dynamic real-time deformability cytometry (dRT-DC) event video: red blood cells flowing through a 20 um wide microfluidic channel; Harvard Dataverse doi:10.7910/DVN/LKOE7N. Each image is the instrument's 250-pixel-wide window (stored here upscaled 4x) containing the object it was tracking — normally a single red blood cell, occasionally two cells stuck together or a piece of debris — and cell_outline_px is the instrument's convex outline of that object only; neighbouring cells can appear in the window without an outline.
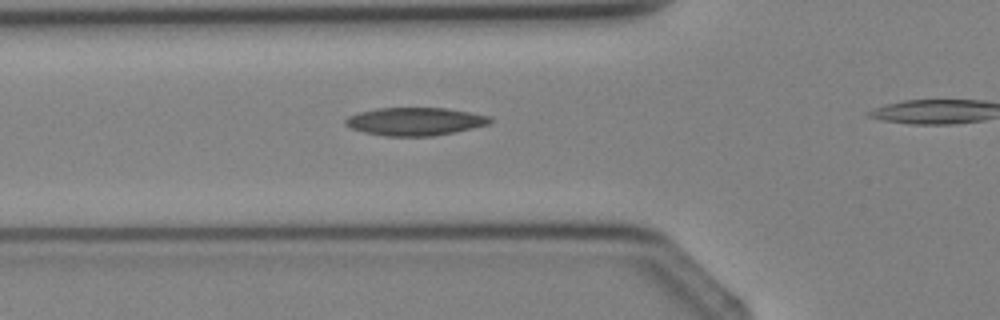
{"species": "Egyptian fruit bat (a non-hibernating species)", "species_latin": "Rousettus aegyptiacus", "temperature_condition": "cold", "stored_images_in_passage": 4, "segment_of_instrument_passage": [1, 2], "camera_frame_rate_fps": 3000, "um_per_image_px": 0.085, "animal": {"sex": "female"}, "frame": {"image": 1, "passage_image": 3, "time_ms": 2.333, "image_size_px": [1000, 320], "cell_outline_px": [[492, 120], [488, 124], [472, 128], [432, 136], [384, 136], [364, 132], [352, 128], [344, 124], [344, 120], [348, 116], [360, 112], [376, 108], [444, 108], [468, 112], [488, 116]], "centroid_in_image_um": [35.22, 10.32], "position_along_channel_um": 90.6, "area_um2": 23.29}}